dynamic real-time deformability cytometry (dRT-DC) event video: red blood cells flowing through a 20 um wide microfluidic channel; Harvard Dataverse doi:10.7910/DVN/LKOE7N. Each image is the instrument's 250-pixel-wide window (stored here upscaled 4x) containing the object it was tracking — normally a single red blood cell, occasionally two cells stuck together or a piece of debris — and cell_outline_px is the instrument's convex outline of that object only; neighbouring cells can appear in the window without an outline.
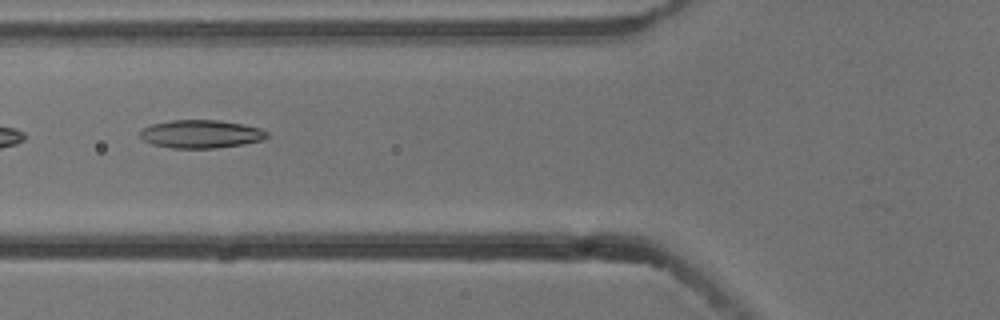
{"species": "common noctule bat (a hibernating species)", "species_latin": "Nyctalus noctula", "temperature_condition": "cold", "stored_images_in_passage": 7, "camera_frame_rate_fps": 3000, "um_per_image_px": 0.085, "animal": {"sex": "male", "body_mass_g": 13.3}, "frame": {"image": 1, "passage_image": 4, "time_ms": 1.0, "image_size_px": [1000, 320], "cell_outline_px": [[268, 136], [260, 140], [244, 144], [216, 148], [172, 148], [152, 144], [144, 140], [140, 136], [140, 132], [144, 128], [152, 124], [172, 120], [220, 120], [244, 124], [260, 128], [268, 132]], "centroid_in_image_um": [17.1, 11.39], "position_along_channel_um": 108.7, "area_um2": 20.75}}
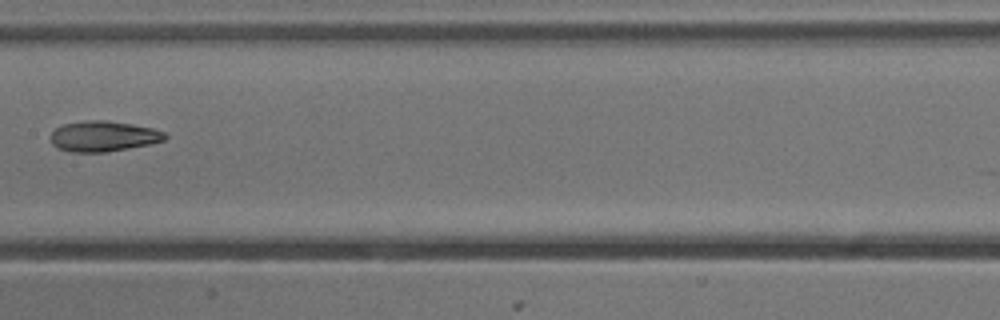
{"frame": {"image": 2, "passage_image": 6, "time_ms": 1.667, "image_size_px": [1000, 320], "cell_outline_px": [[168, 136], [164, 140], [148, 144], [128, 148], [104, 152], [72, 152], [60, 148], [52, 144], [48, 136], [56, 128], [64, 124], [88, 120], [108, 120], [132, 124], [152, 128], [164, 132]], "centroid_in_image_um": [8.76, 11.57], "position_along_channel_um": 198.6, "area_um2": 20.23}}
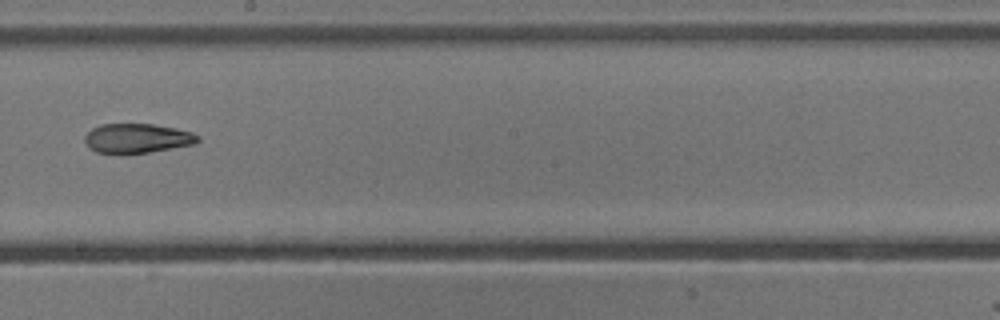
{"frame": {"image": 3, "passage_image": 7, "time_ms": 2.0, "image_size_px": [1000, 320], "cell_outline_px": [[200, 140], [196, 144], [148, 152], [96, 152], [88, 148], [84, 144], [84, 136], [92, 128], [100, 124], [152, 124], [176, 128], [192, 132], [200, 136]], "centroid_in_image_um": [11.66, 11.74], "position_along_channel_um": 236.5, "area_um2": 19.31}}